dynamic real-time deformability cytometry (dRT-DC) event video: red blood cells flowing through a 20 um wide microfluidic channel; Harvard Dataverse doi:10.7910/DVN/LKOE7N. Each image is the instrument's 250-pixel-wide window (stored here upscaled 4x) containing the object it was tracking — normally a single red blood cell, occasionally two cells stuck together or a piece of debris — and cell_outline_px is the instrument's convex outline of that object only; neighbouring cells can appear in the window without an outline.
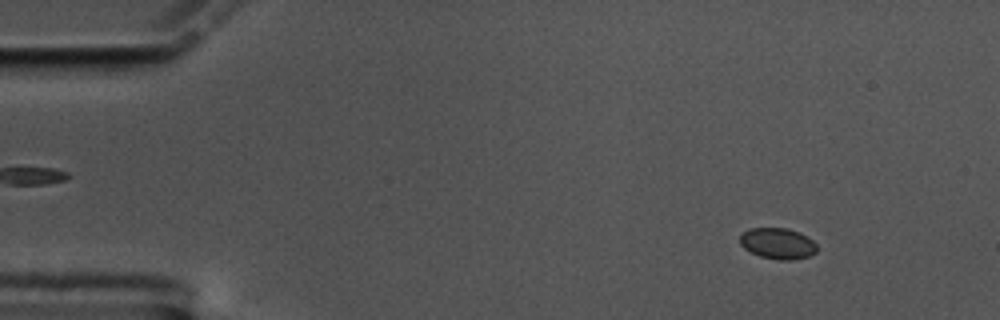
{"species": "common noctule bat (a hibernating species)", "species_latin": "Nyctalus noctula", "temperature_condition": "cold", "stored_images_in_passage": 58, "camera_frame_rate_fps": 3000, "um_per_image_px": 0.085, "animal": {"sex": "male", "body_mass_g": 17.5, "forearm_length_mm": 52.3}, "frame": {"image": 1, "passage_image": 7, "time_ms": 2.0, "image_size_px": [1000, 320], "cell_outline_px": [[816, 252], [808, 256], [792, 260], [780, 260], [760, 256], [744, 248], [740, 244], [740, 236], [748, 228], [788, 228], [808, 236], [816, 244]], "centroid_in_image_um": [66.11, 20.69], "position_along_channel_um": 18.9, "area_um2": 13.87}}
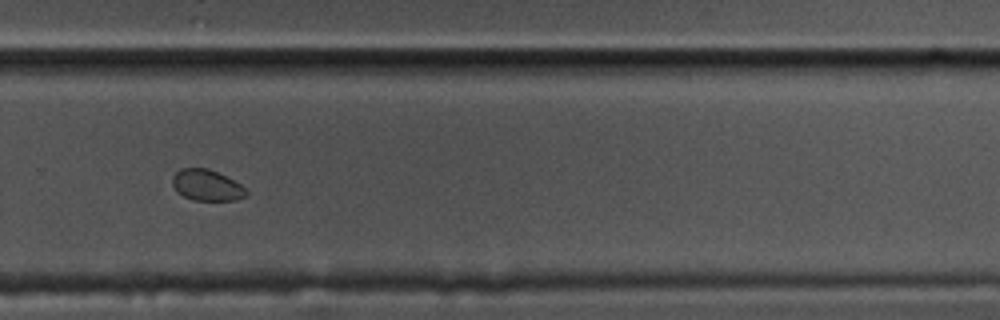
{"frame": {"image": 2, "passage_image": 40, "time_ms": 13.0, "image_size_px": [1000, 320], "cell_outline_px": [[248, 196], [236, 200], [192, 200], [176, 192], [172, 184], [172, 176], [180, 168], [208, 168], [240, 184], [248, 192]], "centroid_in_image_um": [17.55, 15.75], "position_along_channel_um": 312.3, "area_um2": 13.35}}
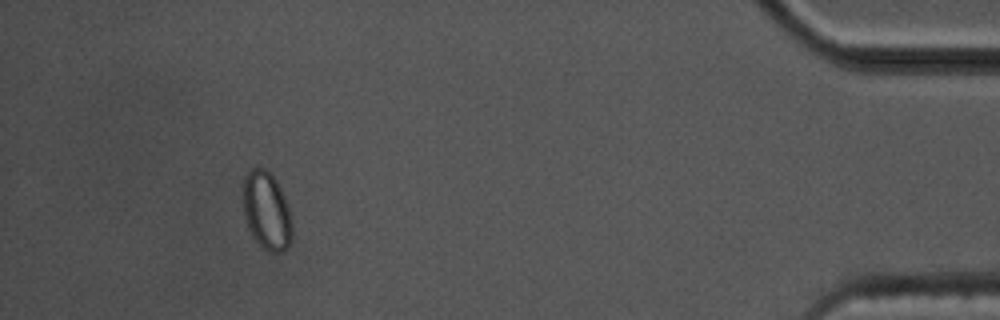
{"frame": {"image": 3, "passage_image": 54, "time_ms": 17.667, "image_size_px": [1000, 320], "cell_outline_px": [[292, 236], [288, 248], [280, 252], [268, 252], [252, 236], [244, 220], [240, 200], [244, 176], [252, 168], [264, 168], [276, 180], [280, 188], [288, 208], [292, 224]], "centroid_in_image_um": [22.6, 17.92], "position_along_channel_um": 412.6, "area_um2": 22.72}, "authors_computed_cell_mechanics": {"area_um2": 14.0743, "velocity_mm_per_s": 3.4783, "shape_relaxation_time_tau1_ms": 1.0725, "shape_relaxation_time_tau2_ms": null, "deformation_change_tau1": 0.0241, "deformation_change_tau2": null}}